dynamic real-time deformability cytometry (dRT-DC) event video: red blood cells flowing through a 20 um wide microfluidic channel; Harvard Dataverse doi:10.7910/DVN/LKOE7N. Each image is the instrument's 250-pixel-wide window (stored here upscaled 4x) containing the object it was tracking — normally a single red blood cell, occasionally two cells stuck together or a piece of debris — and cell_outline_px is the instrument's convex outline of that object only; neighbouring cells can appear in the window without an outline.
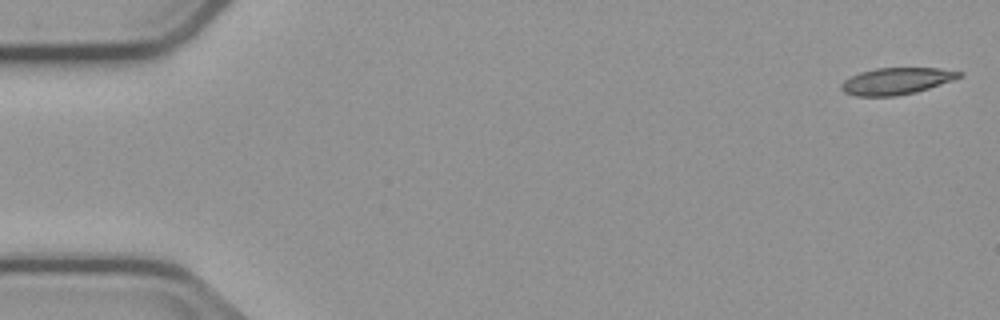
{"species": "common noctule bat (a hibernating species)", "species_latin": "Nyctalus noctula", "temperature_condition": "cold", "stored_images_in_passage": 5, "camera_frame_rate_fps": 3000, "um_per_image_px": 0.085, "animal": {"sex": "male", "body_mass_g": 23.1, "forearm_length_mm": 52.7}, "frame": {"image": 1, "passage_image": 1, "time_ms": 0.0, "image_size_px": [1000, 320], "cell_outline_px": [[964, 76], [916, 92], [896, 96], [856, 96], [844, 92], [840, 88], [840, 84], [844, 80], [860, 72], [876, 68], [936, 68], [964, 72]], "centroid_in_image_um": [76.19, 6.89], "position_along_channel_um": 8.8, "area_um2": 18.32}}
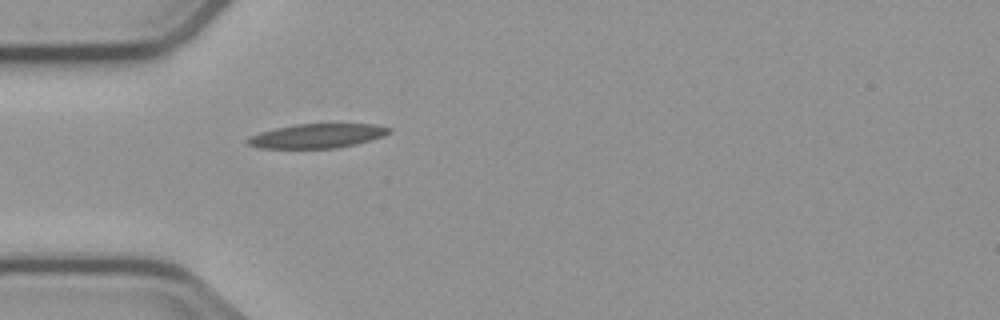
{"frame": {"image": 2, "passage_image": 5, "time_ms": 5.0, "image_size_px": [1000, 320], "cell_outline_px": [[392, 132], [384, 136], [356, 144], [336, 148], [260, 148], [248, 144], [244, 140], [260, 132], [276, 128], [296, 124], [376, 124], [392, 128]], "centroid_in_image_um": [27.0, 11.55], "position_along_channel_um": 58.0, "area_um2": 20.0}}